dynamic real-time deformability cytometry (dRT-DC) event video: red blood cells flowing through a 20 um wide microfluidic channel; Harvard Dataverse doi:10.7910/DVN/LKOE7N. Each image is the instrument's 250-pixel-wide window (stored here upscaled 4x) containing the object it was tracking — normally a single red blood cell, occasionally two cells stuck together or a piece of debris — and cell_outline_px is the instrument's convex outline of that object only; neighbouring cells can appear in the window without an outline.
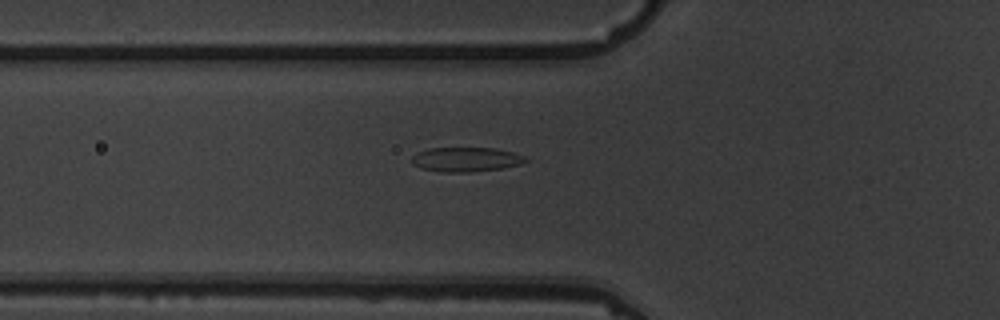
{"species": "common noctule bat (a hibernating species)", "species_latin": "Nyctalus noctula", "temperature_condition": "warm", "stored_images_in_passage": 6, "camera_frame_rate_fps": 3000, "um_per_image_px": 0.085, "animal": {"sex": "male", "body_mass_g": 19.5, "forearm_length_mm": 54.6}, "frame": {"image": 1, "passage_image": 6, "time_ms": 5.667, "image_size_px": [1000, 320], "cell_outline_px": [[532, 160], [520, 164], [504, 168], [468, 172], [440, 172], [420, 168], [412, 164], [412, 156], [416, 152], [428, 148], [496, 148], [512, 152], [524, 156]], "centroid_in_image_um": [39.61, 13.55], "position_along_channel_um": 86.2, "area_um2": 16.42}}